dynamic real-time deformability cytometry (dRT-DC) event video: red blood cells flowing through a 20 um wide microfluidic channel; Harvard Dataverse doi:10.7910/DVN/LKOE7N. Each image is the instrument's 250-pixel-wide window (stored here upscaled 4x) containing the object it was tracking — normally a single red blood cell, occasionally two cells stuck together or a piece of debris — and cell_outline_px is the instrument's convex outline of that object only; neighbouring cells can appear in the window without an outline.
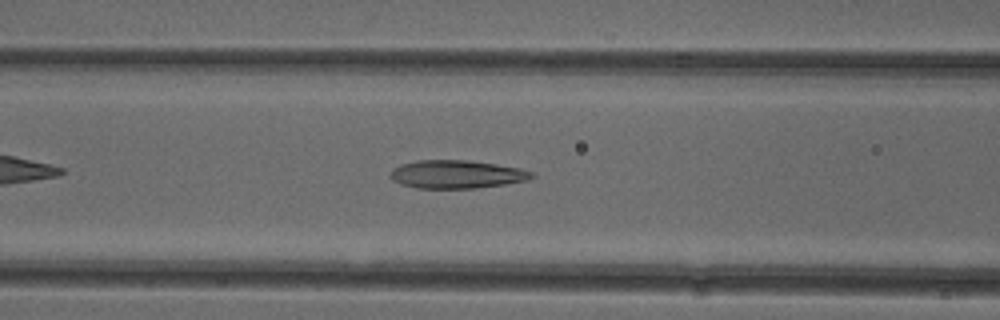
{"species": "common noctule bat (a hibernating species)", "species_latin": "Nyctalus noctula", "temperature_condition": "cold", "stored_images_in_passage": 39, "camera_frame_rate_fps": 3000, "um_per_image_px": 0.085, "animal": {"sex": "female"}, "frame": {"image": 1, "passage_image": 8, "time_ms": 2.333, "image_size_px": [1000, 320], "cell_outline_px": [[536, 176], [528, 180], [504, 184], [476, 188], [416, 188], [400, 184], [392, 180], [388, 176], [388, 172], [392, 168], [400, 164], [416, 160], [468, 160], [496, 164], [520, 168], [532, 172]], "centroid_in_image_um": [38.76, 14.81], "position_along_channel_um": 127.8, "area_um2": 23.47}}
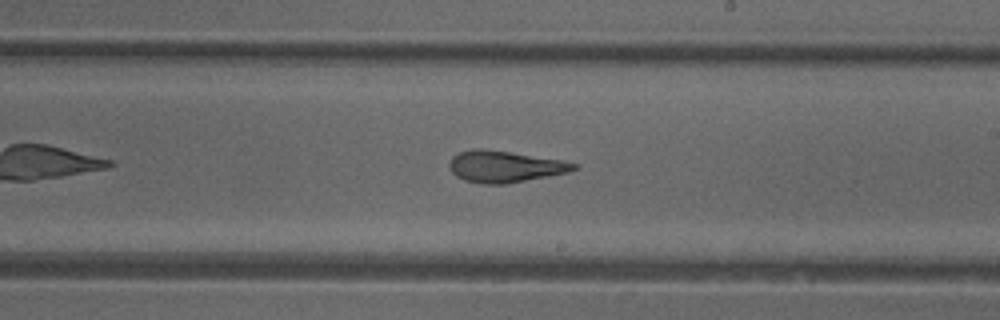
{"frame": {"image": 2, "passage_image": 17, "time_ms": 5.333, "image_size_px": [1000, 320], "cell_outline_px": [[580, 168], [568, 172], [504, 184], [484, 184], [464, 180], [456, 176], [452, 172], [448, 164], [452, 156], [460, 152], [472, 148], [480, 148], [508, 152], [560, 160], [580, 164]], "centroid_in_image_um": [42.88, 14.15], "position_along_channel_um": 246.1, "area_um2": 22.66}}
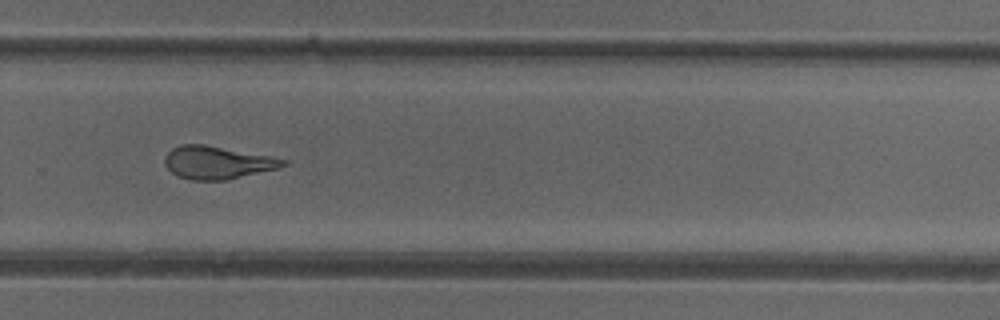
{"frame": {"image": 3, "passage_image": 22, "time_ms": 7.0, "image_size_px": [1000, 320], "cell_outline_px": [[288, 164], [276, 168], [224, 180], [192, 180], [180, 176], [172, 172], [164, 164], [164, 156], [172, 148], [180, 144], [204, 144], [272, 156], [288, 160]], "centroid_in_image_um": [18.45, 13.79], "position_along_channel_um": 311.3, "area_um2": 22.43}, "authors_computed_cell_mechanics": {"area_um2": 23.4668, "velocity_mm_per_s": 3.9346, "shape_relaxation_time_tau1_ms": null, "shape_relaxation_time_tau2_ms": 2.6129, "deformation_change_tau1": null, "deformation_change_tau2": 0.1272}}